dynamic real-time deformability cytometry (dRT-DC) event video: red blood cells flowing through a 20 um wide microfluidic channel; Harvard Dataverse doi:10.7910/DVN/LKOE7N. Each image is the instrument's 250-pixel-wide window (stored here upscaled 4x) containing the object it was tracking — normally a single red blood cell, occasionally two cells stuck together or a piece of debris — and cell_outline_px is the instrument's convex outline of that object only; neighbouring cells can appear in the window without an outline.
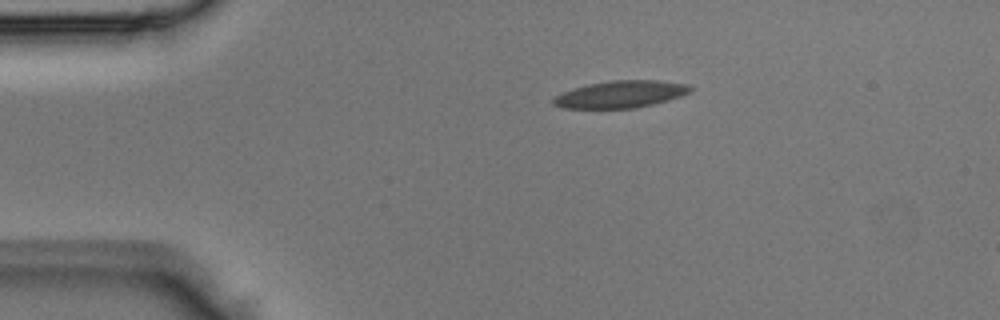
{"species": "Egyptian fruit bat (a non-hibernating species)", "species_latin": "Rousettus aegyptiacus", "temperature_condition": "room temperature", "stored_images_in_passage": 3, "segment_of_instrument_passage": [1, 2], "camera_frame_rate_fps": 3000, "um_per_image_px": 0.085, "animal": {"sex": "male"}, "frame": {"image": 1, "passage_image": 1, "time_ms": 0.0, "image_size_px": [1000, 320], "cell_outline_px": [[692, 88], [688, 92], [680, 96], [668, 100], [636, 108], [564, 108], [552, 104], [552, 100], [556, 96], [564, 92], [588, 84], [612, 80], [660, 80], [688, 84]], "centroid_in_image_um": [52.77, 8.01], "position_along_channel_um": 32.2, "area_um2": 21.39}}